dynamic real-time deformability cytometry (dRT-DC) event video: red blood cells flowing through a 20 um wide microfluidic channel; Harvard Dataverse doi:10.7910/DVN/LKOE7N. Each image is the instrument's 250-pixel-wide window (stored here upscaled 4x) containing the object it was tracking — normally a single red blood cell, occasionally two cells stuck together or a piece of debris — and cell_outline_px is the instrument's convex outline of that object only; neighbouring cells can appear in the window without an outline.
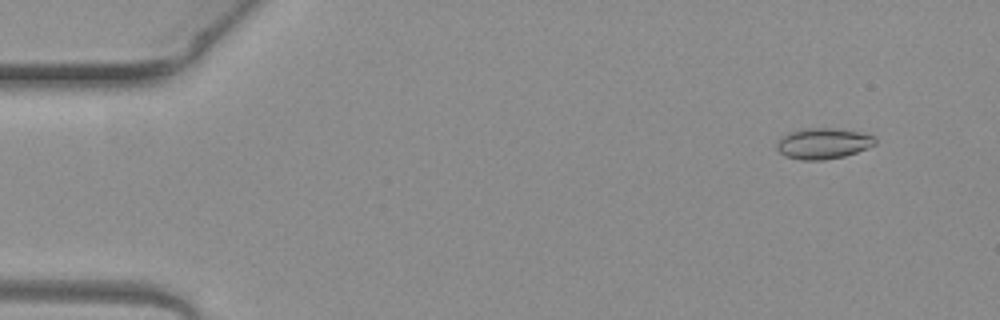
{"species": "common noctule bat (a hibernating species)", "species_latin": "Nyctalus noctula", "temperature_condition": "warm", "stored_images_in_passage": 5, "camera_frame_rate_fps": 3000, "um_per_image_px": 0.085, "animal": {"sex": "female", "body_mass_g": 19.3, "forearm_length_mm": 54.1}, "frame": {"image": 1, "passage_image": 2, "time_ms": 0.333, "image_size_px": [1000, 320], "cell_outline_px": [[876, 144], [868, 148], [844, 156], [824, 160], [800, 160], [784, 156], [776, 148], [776, 144], [780, 136], [788, 132], [804, 128], [836, 128], [860, 132], [876, 136]], "centroid_in_image_um": [69.95, 12.19], "position_along_channel_um": 15.0, "area_um2": 17.98}}
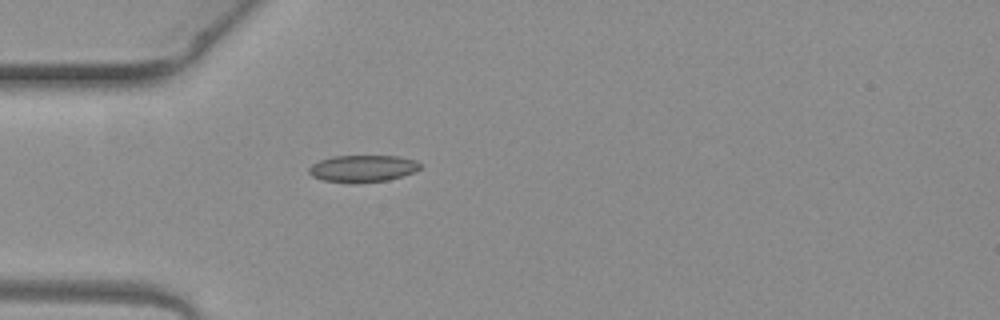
{"frame": {"image": 2, "passage_image": 5, "time_ms": 1.333, "image_size_px": [1000, 320], "cell_outline_px": [[420, 168], [412, 172], [388, 180], [356, 184], [352, 184], [324, 180], [312, 176], [308, 172], [308, 168], [312, 164], [320, 160], [332, 156], [400, 156], [416, 160], [420, 164]], "centroid_in_image_um": [30.8, 14.33], "position_along_channel_um": 54.2, "area_um2": 17.57}}